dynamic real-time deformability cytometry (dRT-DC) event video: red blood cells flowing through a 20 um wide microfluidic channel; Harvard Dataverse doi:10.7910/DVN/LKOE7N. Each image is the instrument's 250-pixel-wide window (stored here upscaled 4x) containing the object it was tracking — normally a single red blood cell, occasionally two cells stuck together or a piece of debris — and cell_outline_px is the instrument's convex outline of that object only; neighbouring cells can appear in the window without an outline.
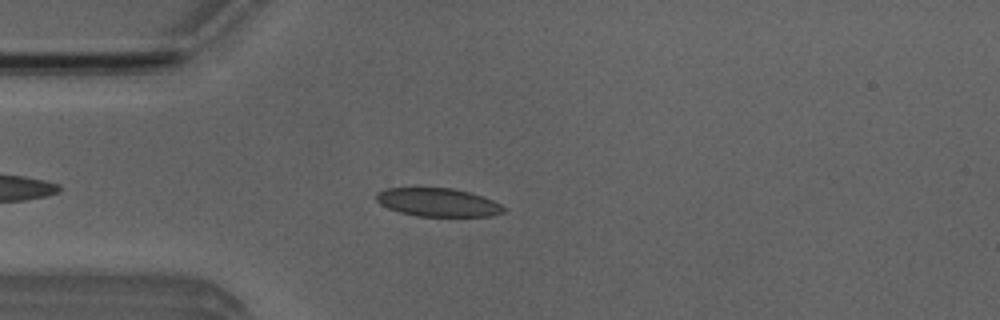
{"species": "Egyptian fruit bat (a non-hibernating species)", "species_latin": "Rousettus aegyptiacus", "temperature_condition": "room temperature", "stored_images_in_passage": 46, "camera_frame_rate_fps": 3000, "um_per_image_px": 0.085, "animal": {"sex": "male"}, "frame": {"image": 1, "passage_image": 7, "time_ms": 2.0, "image_size_px": [1000, 320], "cell_outline_px": [[504, 212], [492, 216], [416, 216], [400, 212], [388, 208], [380, 204], [376, 200], [376, 192], [388, 188], [452, 188], [468, 192], [492, 200], [500, 204], [504, 208]], "centroid_in_image_um": [37.19, 17.2], "position_along_channel_um": 47.8, "area_um2": 20.87}}
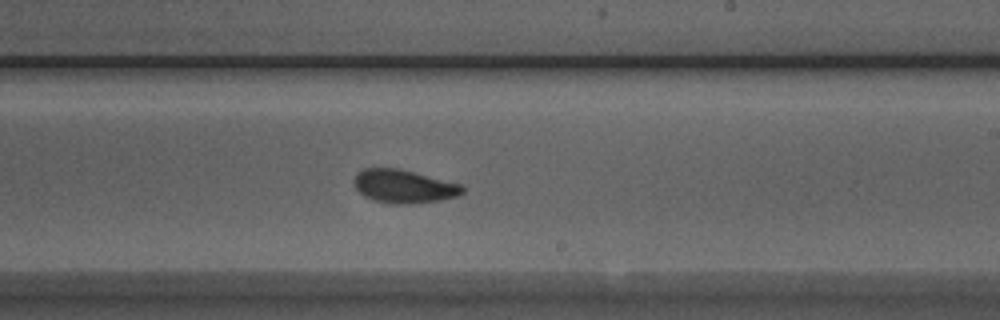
{"frame": {"image": 2, "passage_image": 24, "time_ms": 7.667, "image_size_px": [1000, 320], "cell_outline_px": [[464, 192], [456, 196], [440, 200], [412, 204], [392, 204], [372, 200], [364, 196], [352, 184], [356, 172], [364, 168], [400, 168], [460, 184], [464, 188]], "centroid_in_image_um": [34.27, 15.84], "position_along_channel_um": 254.7, "area_um2": 21.21}}
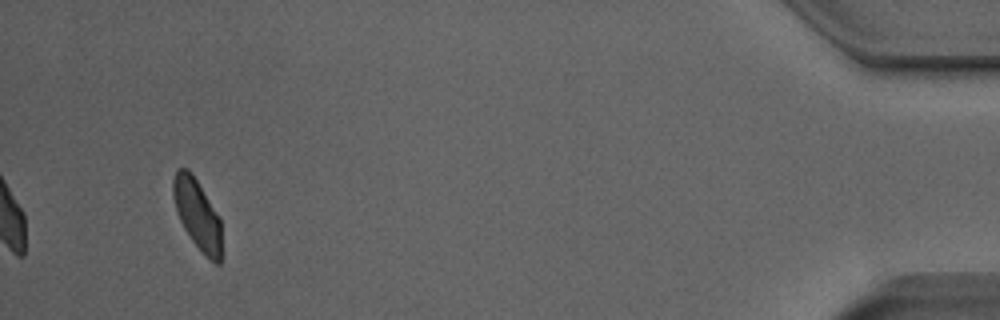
{"frame": {"image": 3, "passage_image": 43, "time_ms": 14.0, "image_size_px": [1000, 320], "cell_outline_px": [[220, 264], [216, 264], [192, 240], [184, 228], [180, 220], [172, 196], [172, 180], [176, 172], [180, 168], [188, 168], [220, 216]], "centroid_in_image_um": [16.75, 18.16], "position_along_channel_um": 418.5, "area_um2": 19.25}, "authors_computed_cell_mechanics": {"area_um2": 21.1548, "velocity_mm_per_s": 3.858, "shape_relaxation_time_tau1_ms": 2.8452, "shape_relaxation_time_tau2_ms": 1.062, "deformation_change_tau1": 0.1022, "deformation_change_tau2": 0.0429}}